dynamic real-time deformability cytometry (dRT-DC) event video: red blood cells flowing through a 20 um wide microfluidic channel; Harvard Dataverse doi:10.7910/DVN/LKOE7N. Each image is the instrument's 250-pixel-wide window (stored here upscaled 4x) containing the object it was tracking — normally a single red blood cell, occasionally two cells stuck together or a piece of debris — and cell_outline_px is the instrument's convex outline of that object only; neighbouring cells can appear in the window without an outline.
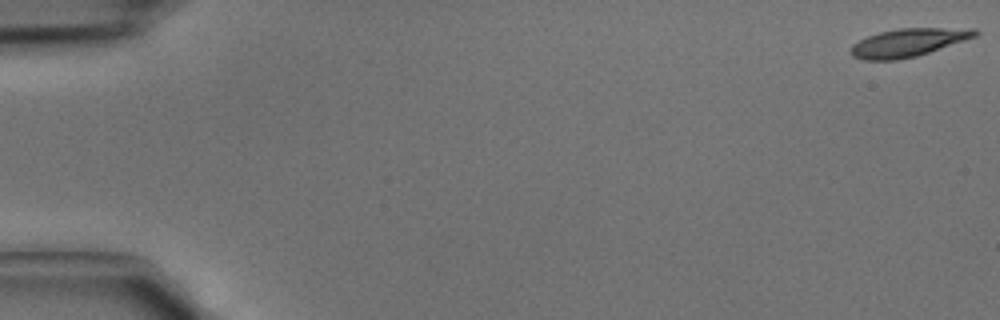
{"species": "common noctule bat (a hibernating species)", "species_latin": "Nyctalus noctula", "temperature_condition": "cold", "stored_images_in_passage": 5, "camera_frame_rate_fps": 3000, "um_per_image_px": 0.085, "animal": {"sex": "male", "body_mass_g": 15.6}, "frame": {"image": 1, "passage_image": 1, "time_ms": 0.0, "image_size_px": [1000, 320], "cell_outline_px": [[980, 32], [976, 36], [916, 56], [896, 60], [864, 60], [852, 56], [848, 52], [852, 44], [868, 36], [880, 32], [900, 28], [976, 28]], "centroid_in_image_um": [77.17, 3.61], "position_along_channel_um": 7.8, "area_um2": 20.23}}
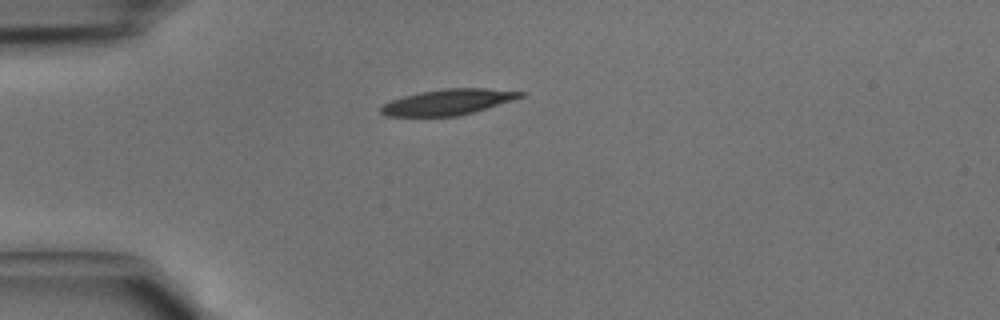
{"frame": {"image": 2, "passage_image": 4, "time_ms": 1.0, "image_size_px": [1000, 320], "cell_outline_px": [[528, 92], [524, 96], [512, 100], [472, 112], [456, 116], [384, 116], [380, 112], [380, 108], [384, 104], [392, 100], [404, 96], [420, 92], [440, 88], [484, 88]], "centroid_in_image_um": [38.07, 8.66], "position_along_channel_um": 46.9, "area_um2": 20.75}}